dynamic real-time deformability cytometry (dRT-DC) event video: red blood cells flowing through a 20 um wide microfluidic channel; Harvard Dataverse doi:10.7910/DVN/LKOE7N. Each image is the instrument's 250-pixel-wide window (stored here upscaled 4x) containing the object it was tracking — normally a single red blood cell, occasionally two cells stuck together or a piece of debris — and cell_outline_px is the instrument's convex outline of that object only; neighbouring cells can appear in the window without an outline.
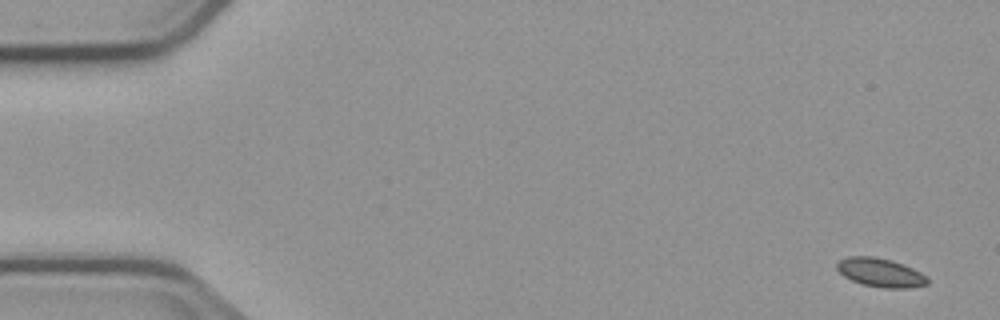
{"species": "common noctule bat (a hibernating species)", "species_latin": "Nyctalus noctula", "temperature_condition": "cold", "stored_images_in_passage": 5, "camera_frame_rate_fps": 3000, "um_per_image_px": 0.085, "animal": {"sex": "male", "body_mass_g": 23.1, "forearm_length_mm": 52.7}, "frame": {"image": 1, "passage_image": 1, "time_ms": 0.0, "image_size_px": [1000, 320], "cell_outline_px": [[928, 284], [908, 288], [884, 288], [864, 284], [852, 280], [844, 276], [836, 268], [836, 264], [840, 260], [848, 256], [872, 256], [892, 260], [912, 268], [920, 272], [928, 280]], "centroid_in_image_um": [74.82, 23.16], "position_along_channel_um": 10.2, "area_um2": 14.97}}
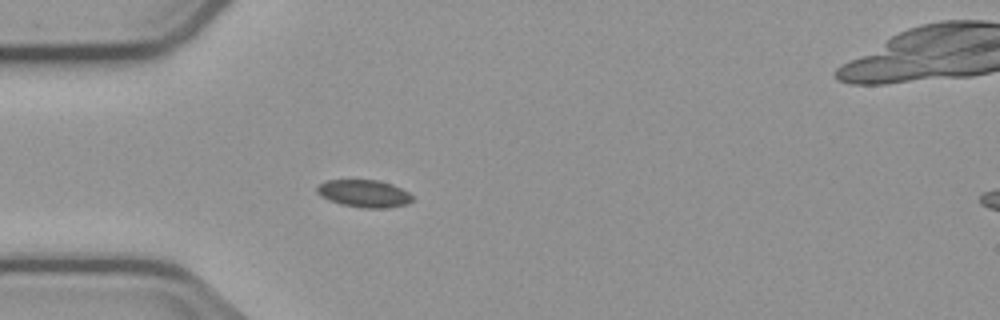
{"frame": {"image": 2, "passage_image": 5, "time_ms": 4.667, "image_size_px": [1000, 320], "cell_outline_px": [[412, 200], [408, 204], [384, 208], [364, 208], [340, 204], [328, 200], [320, 196], [316, 192], [316, 188], [320, 184], [328, 180], [376, 180], [392, 184], [408, 192], [412, 196]], "centroid_in_image_um": [30.92, 16.45], "position_along_channel_um": 54.1, "area_um2": 15.2}}